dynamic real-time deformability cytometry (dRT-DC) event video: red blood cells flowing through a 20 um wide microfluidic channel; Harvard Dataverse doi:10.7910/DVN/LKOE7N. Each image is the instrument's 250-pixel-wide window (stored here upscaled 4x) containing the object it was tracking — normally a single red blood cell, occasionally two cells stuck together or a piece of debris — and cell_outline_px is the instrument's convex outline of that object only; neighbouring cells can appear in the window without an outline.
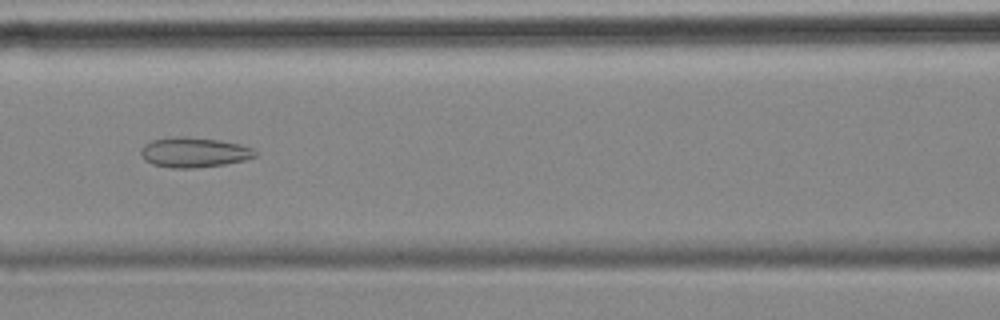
{"species": "common noctule bat (a hibernating species)", "species_latin": "Nyctalus noctula", "temperature_condition": "cold", "stored_images_in_passage": 10, "camera_frame_rate_fps": 3000, "um_per_image_px": 0.085, "animal": {"sex": "female", "body_mass_g": 18.4}, "frame": {"image": 1, "passage_image": 7, "time_ms": 8.0, "image_size_px": [1000, 320], "cell_outline_px": [[256, 156], [244, 160], [224, 164], [196, 168], [172, 168], [152, 164], [144, 160], [140, 156], [140, 148], [144, 144], [152, 140], [172, 136], [184, 136], [220, 140], [240, 144], [252, 148], [256, 152]], "centroid_in_image_um": [16.44, 12.94], "position_along_channel_um": 150.2, "area_um2": 20.17}}
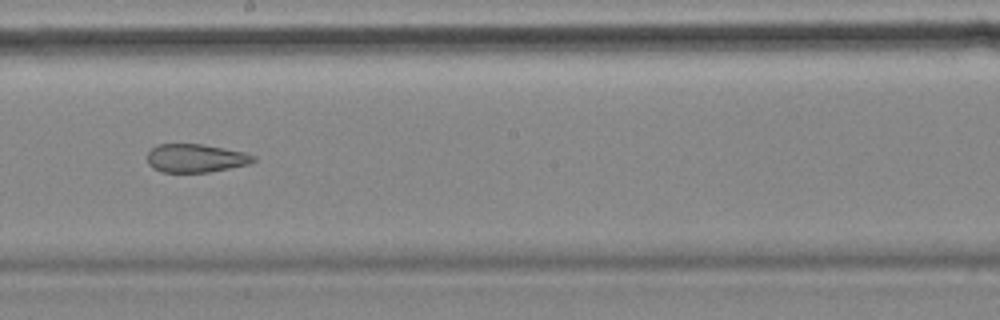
{"frame": {"image": 2, "passage_image": 9, "time_ms": 10.333, "image_size_px": [1000, 320], "cell_outline_px": [[256, 160], [248, 164], [208, 172], [164, 172], [152, 168], [148, 164], [148, 152], [156, 144], [200, 144], [224, 148], [244, 152], [256, 156]], "centroid_in_image_um": [16.62, 13.44], "position_along_channel_um": 231.6, "area_um2": 17.46}}